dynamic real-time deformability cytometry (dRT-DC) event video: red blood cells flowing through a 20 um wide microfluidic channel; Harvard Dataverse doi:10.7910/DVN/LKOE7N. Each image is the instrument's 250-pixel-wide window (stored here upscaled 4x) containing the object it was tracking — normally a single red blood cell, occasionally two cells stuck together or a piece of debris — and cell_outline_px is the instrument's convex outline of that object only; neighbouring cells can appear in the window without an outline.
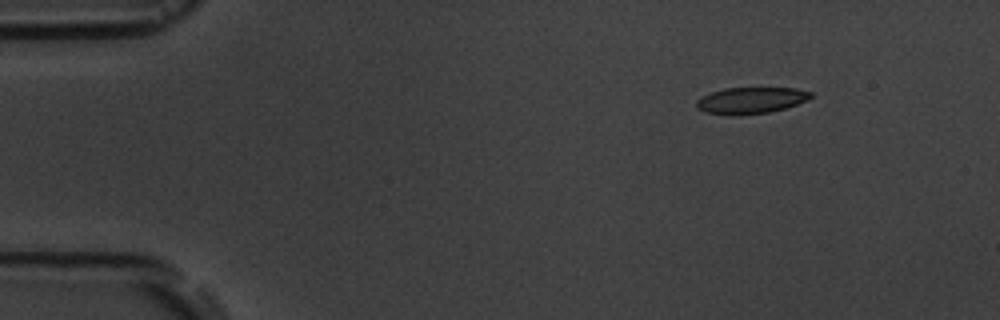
{"species": "common noctule bat (a hibernating species)", "species_latin": "Nyctalus noctula", "temperature_condition": "room temperature", "stored_images_in_passage": 3, "camera_frame_rate_fps": 3000, "um_per_image_px": 0.085, "animal": {"sex": "male", "body_mass_g": 19.5, "forearm_length_mm": 54.6}, "frame": {"image": 1, "passage_image": 1, "time_ms": 0.0, "image_size_px": [1000, 320], "cell_outline_px": [[812, 96], [808, 100], [784, 108], [768, 112], [704, 112], [696, 108], [696, 100], [712, 92], [724, 88], [796, 88], [812, 92]], "centroid_in_image_um": [63.88, 8.47], "position_along_channel_um": 21.1, "area_um2": 16.65}}